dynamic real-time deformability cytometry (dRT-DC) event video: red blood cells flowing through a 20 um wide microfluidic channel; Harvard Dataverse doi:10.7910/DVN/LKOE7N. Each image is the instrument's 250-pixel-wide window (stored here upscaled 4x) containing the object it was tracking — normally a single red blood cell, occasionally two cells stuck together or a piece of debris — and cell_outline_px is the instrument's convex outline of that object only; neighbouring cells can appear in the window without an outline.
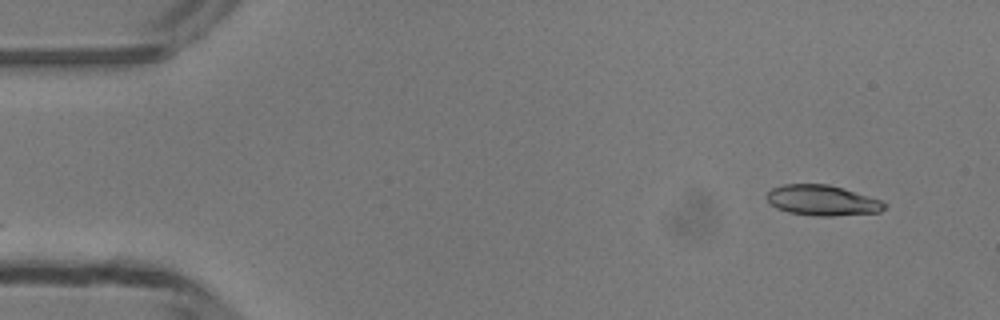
{"species": "common noctule bat (a hibernating species)", "species_latin": "Nyctalus noctula", "temperature_condition": "room temperature", "stored_images_in_passage": 47, "camera_frame_rate_fps": 3000, "um_per_image_px": 0.085, "animal": {"sex": "male", "body_mass_g": 13.3}, "frame": {"image": 1, "passage_image": 2, "time_ms": 0.333, "image_size_px": [1000, 320], "cell_outline_px": [[888, 204], [880, 212], [832, 216], [816, 216], [788, 212], [776, 208], [764, 196], [772, 188], [784, 184], [828, 184], [844, 188], [884, 200]], "centroid_in_image_um": [69.93, 17.03], "position_along_channel_um": 15.1, "area_um2": 21.1}}
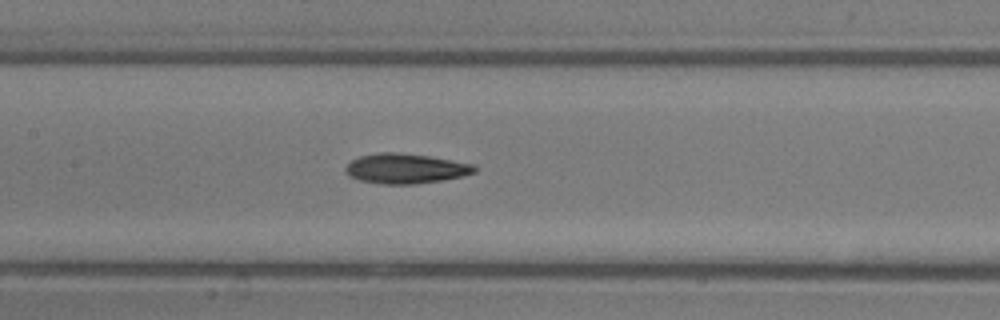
{"frame": {"image": 2, "passage_image": 21, "time_ms": 6.667, "image_size_px": [1000, 320], "cell_outline_px": [[476, 172], [464, 176], [444, 180], [416, 184], [380, 184], [360, 180], [348, 176], [344, 172], [344, 168], [352, 160], [360, 156], [380, 152], [396, 152], [428, 156], [472, 164], [476, 168]], "centroid_in_image_um": [34.45, 14.34], "position_along_channel_um": 173.0, "area_um2": 22.54}}
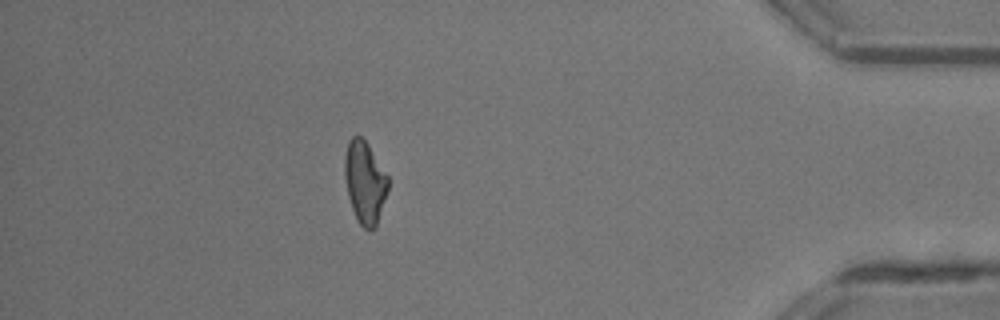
{"frame": {"image": 3, "passage_image": 41, "time_ms": 13.333, "image_size_px": [1000, 320], "cell_outline_px": [[388, 188], [376, 224], [372, 232], [368, 232], [360, 224], [352, 208], [348, 196], [344, 176], [344, 156], [348, 140], [352, 136], [360, 136], [368, 144], [388, 176]], "centroid_in_image_um": [30.99, 15.47], "position_along_channel_um": 404.2, "area_um2": 20.69}, "authors_computed_cell_mechanics": {"area_um2": 21.386, "velocity_mm_per_s": 4.2073, "shape_relaxation_time_tau1_ms": 5.0076, "shape_relaxation_time_tau2_ms": 5.6941, "deformation_change_tau1": 0.1517, "deformation_change_tau2": 0.1534}}